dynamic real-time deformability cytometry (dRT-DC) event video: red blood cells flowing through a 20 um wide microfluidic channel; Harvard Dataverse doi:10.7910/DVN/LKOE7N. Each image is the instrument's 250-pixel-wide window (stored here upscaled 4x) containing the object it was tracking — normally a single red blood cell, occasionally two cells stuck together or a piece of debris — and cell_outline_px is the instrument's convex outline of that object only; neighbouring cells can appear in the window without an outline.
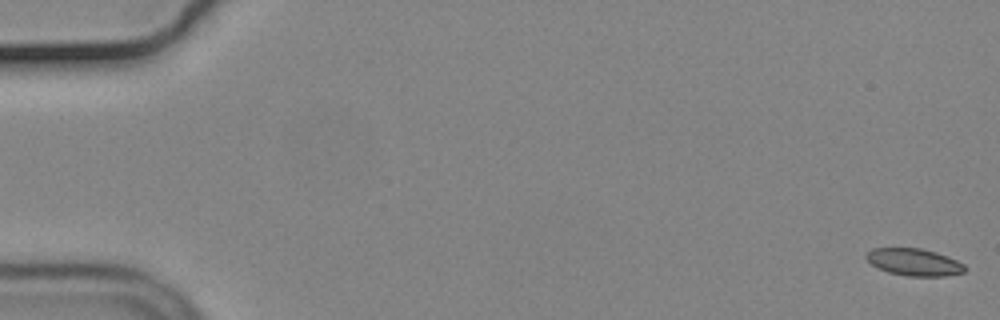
{"species": "common noctule bat (a hibernating species)", "species_latin": "Nyctalus noctula", "temperature_condition": "cold", "stored_images_in_passage": 56, "camera_frame_rate_fps": 3000, "um_per_image_px": 0.085, "animal": {"sex": "male", "body_mass_g": 19.2, "forearm_length_mm": 51.8}, "frame": {"image": 1, "passage_image": 1, "time_ms": 0.0, "image_size_px": [1000, 320], "cell_outline_px": [[968, 268], [964, 272], [944, 276], [908, 276], [888, 272], [872, 264], [864, 256], [872, 248], [920, 248], [936, 252], [956, 260], [964, 264]], "centroid_in_image_um": [77.72, 22.28], "position_along_channel_um": 7.3, "area_um2": 15.49}}
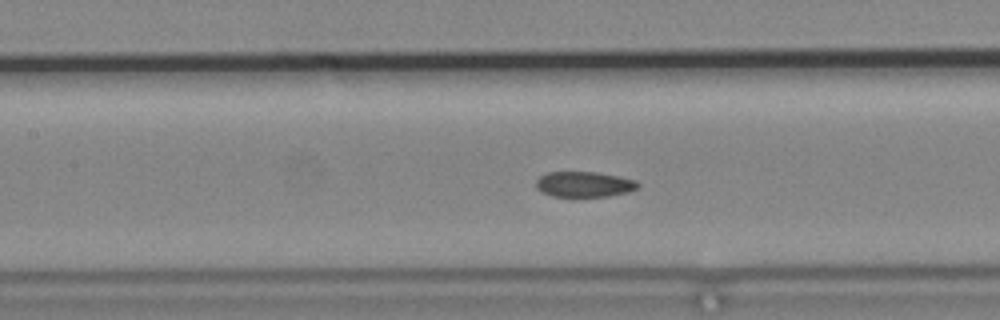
{"frame": {"image": 2, "passage_image": 26, "time_ms": 8.333, "image_size_px": [1000, 320], "cell_outline_px": [[640, 184], [636, 188], [628, 192], [608, 196], [552, 196], [536, 188], [536, 180], [540, 176], [548, 172], [596, 172], [620, 176], [636, 180]], "centroid_in_image_um": [49.67, 15.65], "position_along_channel_um": 157.7, "area_um2": 15.03}}
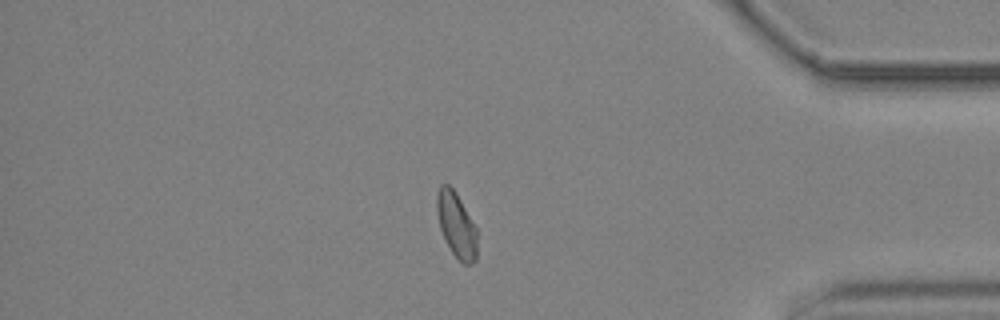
{"frame": {"image": 3, "passage_image": 48, "time_ms": 15.667, "image_size_px": [1000, 320], "cell_outline_px": [[476, 260], [472, 264], [464, 264], [452, 252], [444, 240], [440, 228], [436, 208], [436, 196], [440, 184], [448, 184], [456, 192], [476, 228]], "centroid_in_image_um": [38.77, 19.11], "position_along_channel_um": 396.4, "area_um2": 15.14}, "authors_computed_cell_mechanics": {"area_um2": 15.8083, "velocity_mm_per_s": 3.6748, "shape_relaxation_time_tau1_ms": null, "shape_relaxation_time_tau2_ms": 2.485, "deformation_change_tau1": null, "deformation_change_tau2": 0.0684}}